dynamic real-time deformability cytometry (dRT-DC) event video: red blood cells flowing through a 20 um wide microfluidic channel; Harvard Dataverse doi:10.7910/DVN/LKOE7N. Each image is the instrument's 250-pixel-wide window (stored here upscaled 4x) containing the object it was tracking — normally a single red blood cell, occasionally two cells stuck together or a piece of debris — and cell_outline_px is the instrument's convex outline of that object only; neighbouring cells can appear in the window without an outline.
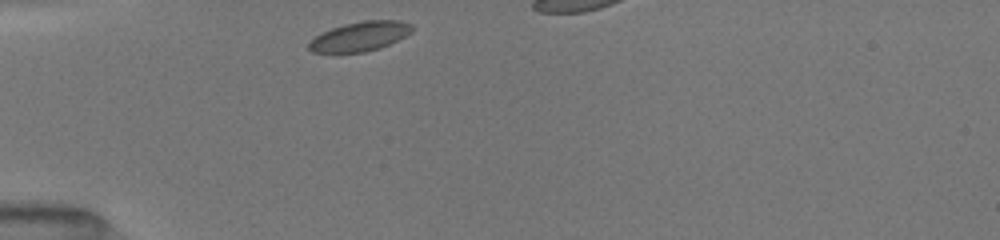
{"species": "common noctule bat (a hibernating species)", "species_latin": "Nyctalus noctula", "temperature_condition": "room temperature", "stored_images_in_passage": 30, "camera_frame_rate_fps": 3000, "um_per_image_px": 0.085, "animal": {"sex": "female", "body_mass_g": 19.5, "forearm_length_mm": 54.1}, "frame": {"image": 1, "passage_image": 1, "time_ms": 0.0, "image_size_px": [1000, 240], "cell_outline_px": [[412, 32], [380, 48], [364, 52], [312, 52], [308, 48], [308, 44], [316, 36], [332, 28], [344, 24], [364, 20], [400, 20], [412, 24]], "centroid_in_image_um": [30.61, 3.08], "position_along_channel_um": 54.4, "area_um2": 17.46}}
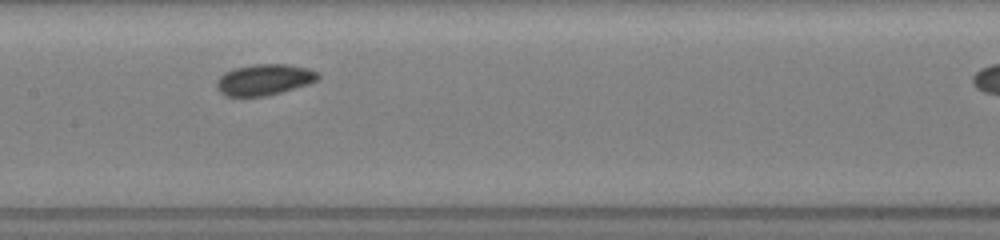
{"frame": {"image": 2, "passage_image": 12, "time_ms": 3.667, "image_size_px": [1000, 240], "cell_outline_px": [[320, 76], [316, 80], [308, 84], [280, 92], [264, 96], [224, 96], [216, 88], [216, 80], [224, 72], [236, 68], [252, 64], [288, 64], [308, 68], [320, 72]], "centroid_in_image_um": [22.45, 6.76], "position_along_channel_um": 185.0, "area_um2": 18.38}}
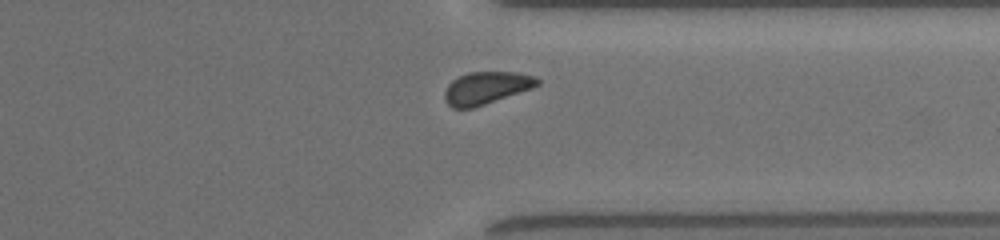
{"frame": {"image": 3, "passage_image": 26, "time_ms": 8.333, "image_size_px": [1000, 240], "cell_outline_px": [[540, 84], [532, 88], [472, 108], [452, 108], [444, 100], [444, 92], [448, 84], [452, 80], [468, 72], [516, 72], [536, 76], [540, 80]], "centroid_in_image_um": [41.33, 7.46], "position_along_channel_um": 370.1, "area_um2": 17.46}}